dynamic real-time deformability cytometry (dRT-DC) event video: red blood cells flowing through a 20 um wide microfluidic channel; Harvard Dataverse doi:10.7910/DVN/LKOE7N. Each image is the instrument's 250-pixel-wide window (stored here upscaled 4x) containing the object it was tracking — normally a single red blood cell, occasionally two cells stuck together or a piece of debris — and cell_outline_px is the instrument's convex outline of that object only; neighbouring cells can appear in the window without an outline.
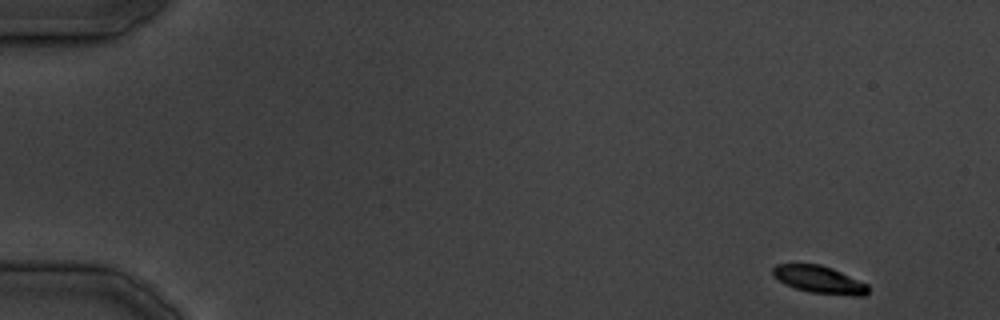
{"species": "common noctule bat (a hibernating species)", "species_latin": "Nyctalus noctula", "temperature_condition": "cold", "stored_images_in_passage": 11, "camera_frame_rate_fps": 3000, "um_per_image_px": 0.085, "animal": {"sex": "male", "body_mass_g": 19.5, "forearm_length_mm": 54.6}, "frame": {"image": 1, "passage_image": 1, "time_ms": 0.0, "image_size_px": [1000, 320], "cell_outline_px": [[868, 292], [864, 296], [856, 296], [812, 292], [796, 288], [784, 284], [772, 276], [772, 268], [776, 264], [820, 264], [832, 268], [868, 284]], "centroid_in_image_um": [69.62, 23.76], "position_along_channel_um": 15.4, "area_um2": 15.2}}